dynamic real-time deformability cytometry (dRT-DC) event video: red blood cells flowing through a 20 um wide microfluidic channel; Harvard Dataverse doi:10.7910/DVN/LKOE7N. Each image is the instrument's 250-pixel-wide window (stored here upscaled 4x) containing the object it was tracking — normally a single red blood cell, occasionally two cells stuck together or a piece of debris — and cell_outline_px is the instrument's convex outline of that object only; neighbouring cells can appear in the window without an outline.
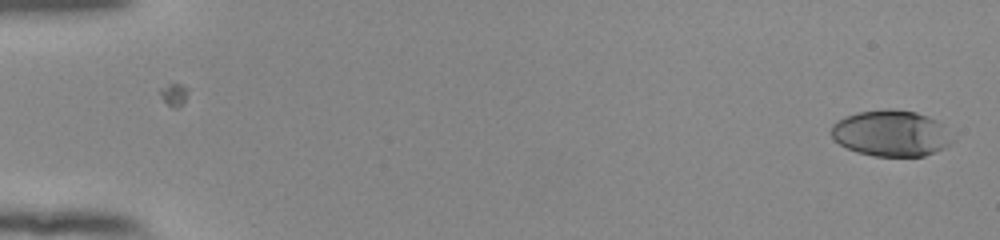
{"species": "human", "species_latin": "Homo sapiens", "temperature_condition": "room temperature", "stored_images_in_passage": 52, "segment_of_instrument_passage": [1, 2], "camera_frame_rate_fps": 3000, "um_per_image_px": 0.085, "donor": {"sex": "female"}, "frame": {"image": 1, "passage_image": 1, "time_ms": 0.0, "image_size_px": [1000, 240], "cell_outline_px": [[952, 140], [944, 148], [924, 156], [876, 156], [856, 152], [840, 144], [832, 136], [832, 124], [836, 120], [856, 112], [888, 108], [916, 112], [928, 116], [944, 124]], "centroid_in_image_um": [75.73, 11.32], "position_along_channel_um": 9.3, "area_um2": 32.48}}
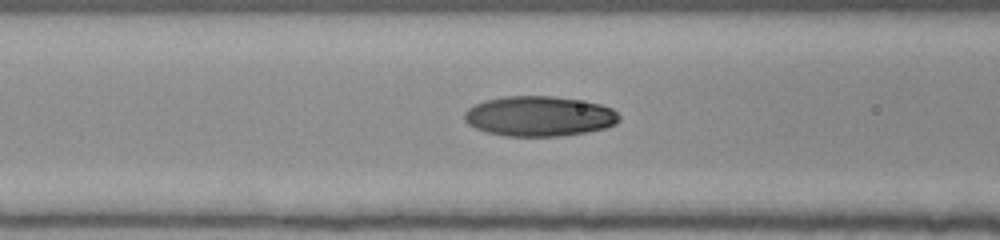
{"frame": {"image": 2, "passage_image": 23, "time_ms": 7.333, "image_size_px": [1000, 240], "cell_outline_px": [[620, 120], [616, 124], [604, 128], [588, 132], [560, 136], [508, 136], [484, 132], [468, 124], [464, 120], [464, 112], [468, 108], [484, 100], [508, 96], [552, 96], [600, 104], [612, 108], [620, 116]], "centroid_in_image_um": [45.82, 9.88], "position_along_channel_um": 120.8, "area_um2": 36.18}}
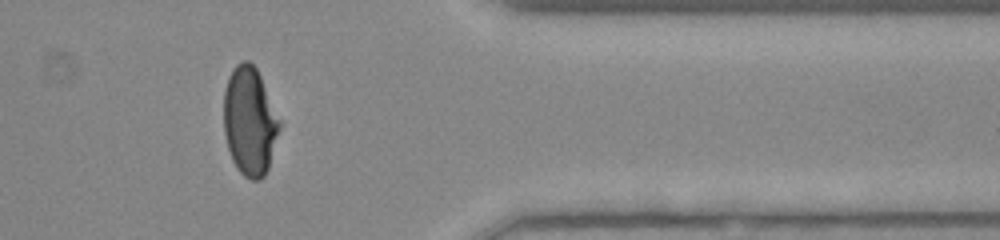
{"frame": {"image": 3, "passage_image": 45, "time_ms": 14.667, "image_size_px": [1000, 240], "cell_outline_px": [[280, 128], [268, 168], [264, 176], [260, 180], [252, 180], [244, 176], [236, 168], [232, 160], [228, 148], [224, 132], [224, 88], [228, 76], [232, 68], [240, 60], [248, 60], [256, 68], [260, 76], [280, 120]], "centroid_in_image_um": [21.2, 10.29], "position_along_channel_um": 390.2, "area_um2": 35.26}}